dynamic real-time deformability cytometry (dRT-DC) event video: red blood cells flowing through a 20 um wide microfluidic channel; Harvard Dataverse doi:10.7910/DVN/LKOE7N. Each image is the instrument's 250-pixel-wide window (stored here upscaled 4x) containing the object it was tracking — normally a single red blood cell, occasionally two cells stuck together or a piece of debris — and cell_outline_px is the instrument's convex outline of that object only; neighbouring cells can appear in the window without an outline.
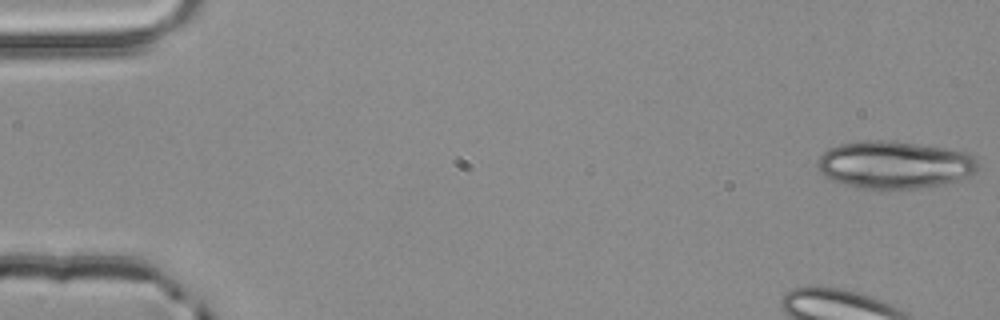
{"species": "common noctule bat (a hibernating species)", "species_latin": "Nyctalus noctula", "temperature_condition": "room temperature", "stored_images_in_passage": 5, "camera_frame_rate_fps": 3000, "um_per_image_px": 0.085, "animal": {"sex": "male", "body_mass_g": 20.4}, "frame": {"image": 1, "passage_image": 1, "time_ms": 0.0, "image_size_px": [1000, 320], "cell_outline_px": [[980, 168], [976, 172], [968, 176], [944, 184], [916, 188], [860, 188], [844, 184], [832, 180], [824, 176], [820, 172], [816, 164], [816, 160], [828, 148], [840, 144], [864, 140], [888, 140], [944, 148], [968, 152], [976, 156], [980, 160]], "centroid_in_image_um": [76.06, 13.99], "position_along_channel_um": 8.9, "area_um2": 44.68}}